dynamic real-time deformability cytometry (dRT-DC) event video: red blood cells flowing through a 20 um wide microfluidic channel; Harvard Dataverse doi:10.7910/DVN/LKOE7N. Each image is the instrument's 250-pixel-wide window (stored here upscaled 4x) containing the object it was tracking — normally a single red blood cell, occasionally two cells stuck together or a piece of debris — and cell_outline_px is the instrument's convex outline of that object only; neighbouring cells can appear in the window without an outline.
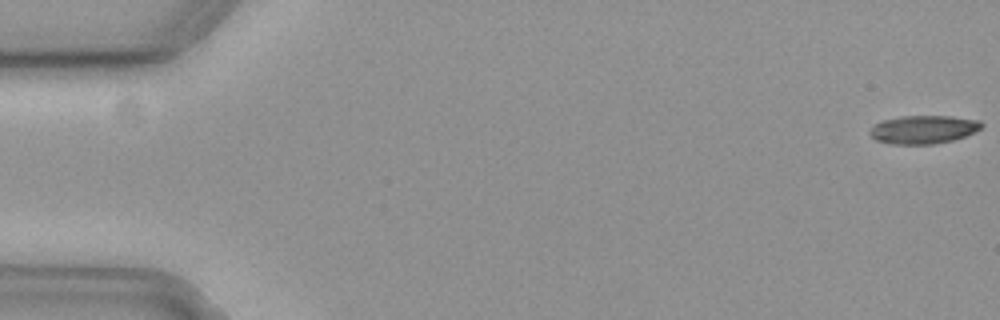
{"species": "common noctule bat (a hibernating species)", "species_latin": "Nyctalus noctula", "temperature_condition": "cold", "stored_images_in_passage": 27, "camera_frame_rate_fps": 3000, "um_per_image_px": 0.085, "animal": {"sex": "female", "body_mass_g": 19.3, "forearm_length_mm": 54.1}, "frame": {"image": 1, "passage_image": 1, "time_ms": 0.0, "image_size_px": [1000, 320], "cell_outline_px": [[984, 124], [980, 128], [964, 136], [952, 140], [932, 144], [892, 144], [876, 140], [868, 132], [876, 124], [884, 120], [900, 116], [952, 116], [980, 120]], "centroid_in_image_um": [78.49, 11.0], "position_along_channel_um": 6.5, "area_um2": 18.21}}
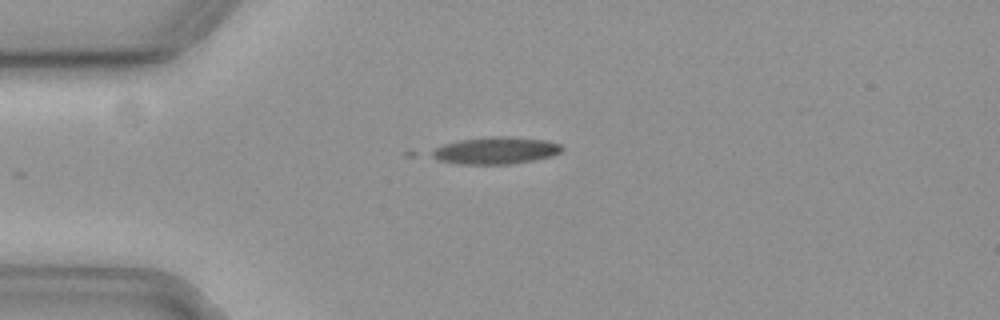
{"frame": {"image": 2, "passage_image": 15, "time_ms": 4.667, "image_size_px": [1000, 320], "cell_outline_px": [[564, 148], [560, 152], [552, 156], [532, 160], [508, 164], [460, 164], [440, 160], [432, 156], [428, 152], [444, 144], [460, 140], [492, 136], [508, 136], [544, 140], [560, 144]], "centroid_in_image_um": [42.13, 12.79], "position_along_channel_um": 42.9, "area_um2": 20.35}}